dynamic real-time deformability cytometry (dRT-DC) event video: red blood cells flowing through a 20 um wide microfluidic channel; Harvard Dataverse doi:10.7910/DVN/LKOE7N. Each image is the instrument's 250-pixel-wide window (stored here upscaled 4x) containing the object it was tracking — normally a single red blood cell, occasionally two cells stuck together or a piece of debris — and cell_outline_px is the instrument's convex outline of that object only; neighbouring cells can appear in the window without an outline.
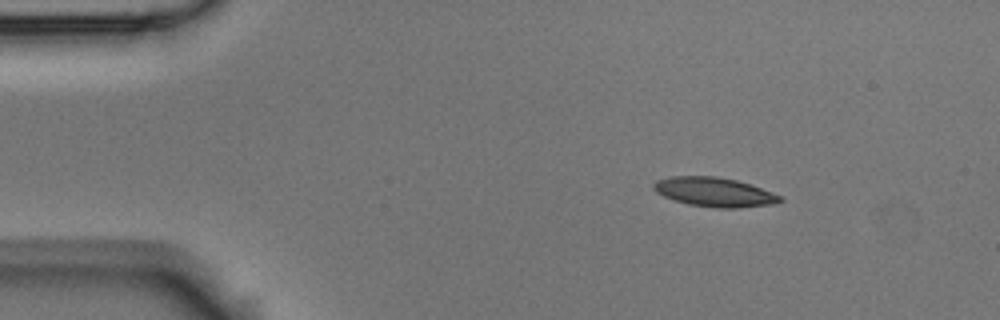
{"species": "Egyptian fruit bat (a non-hibernating species)", "species_latin": "Rousettus aegyptiacus", "temperature_condition": "room temperature", "stored_images_in_passage": 4, "camera_frame_rate_fps": 3000, "um_per_image_px": 0.085, "animal": {"sex": "male"}, "frame": {"image": 1, "passage_image": 1, "time_ms": 0.0, "image_size_px": [1000, 320], "cell_outline_px": [[784, 200], [772, 204], [740, 208], [716, 208], [688, 204], [664, 196], [656, 192], [652, 188], [652, 184], [656, 180], [672, 176], [716, 176], [736, 180], [760, 188], [780, 196]], "centroid_in_image_um": [60.68, 16.32], "position_along_channel_um": 24.3, "area_um2": 21.39}}
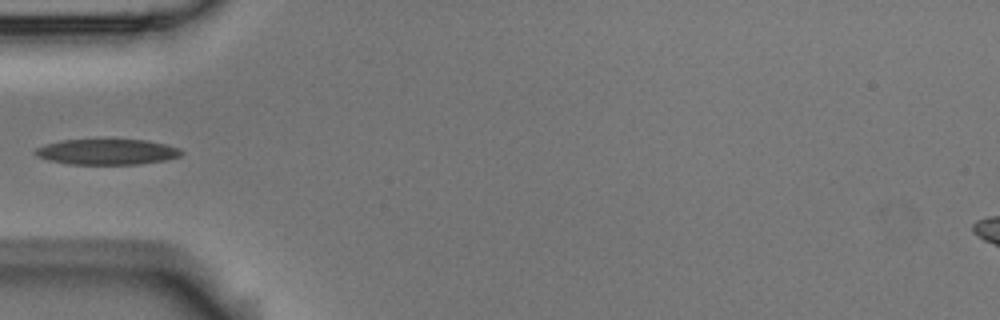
{"frame": {"image": 2, "passage_image": 4, "time_ms": 1.0, "image_size_px": [1000, 320], "cell_outline_px": [[184, 152], [180, 156], [164, 160], [140, 164], [68, 164], [48, 160], [36, 156], [32, 152], [36, 148], [44, 144], [64, 140], [148, 140], [180, 148]], "centroid_in_image_um": [9.07, 12.91], "position_along_channel_um": 75.9, "area_um2": 21.79}}